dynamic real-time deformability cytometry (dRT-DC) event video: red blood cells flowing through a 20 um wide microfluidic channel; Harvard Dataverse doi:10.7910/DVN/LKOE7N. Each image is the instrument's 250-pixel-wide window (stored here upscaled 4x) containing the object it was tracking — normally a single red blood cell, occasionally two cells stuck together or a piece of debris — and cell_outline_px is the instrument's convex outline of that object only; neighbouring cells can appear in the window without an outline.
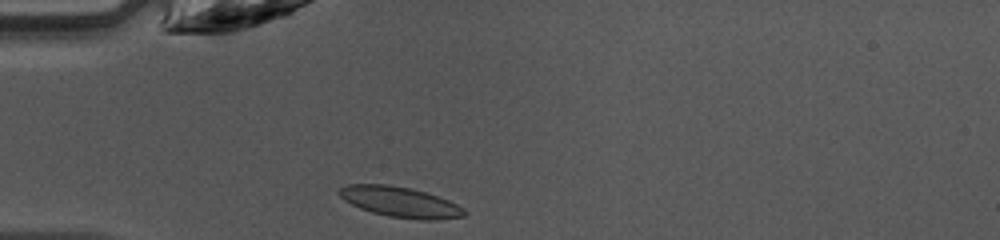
{"species": "common noctule bat (a hibernating species)", "species_latin": "Nyctalus noctula", "temperature_condition": "warm", "stored_images_in_passage": 35, "camera_frame_rate_fps": 3000, "um_per_image_px": 0.085, "animal": {"sex": "female", "body_mass_g": 10.0, "forearm_length_mm": 53.1}, "frame": {"image": 1, "passage_image": 1, "time_ms": 0.0, "image_size_px": [1000, 240], "cell_outline_px": [[464, 216], [436, 220], [420, 220], [388, 216], [372, 212], [360, 208], [344, 200], [340, 196], [340, 188], [348, 184], [388, 184], [408, 188], [424, 192], [448, 200], [464, 208]], "centroid_in_image_um": [34.0, 17.17], "position_along_channel_um": 51.0, "area_um2": 21.85}}
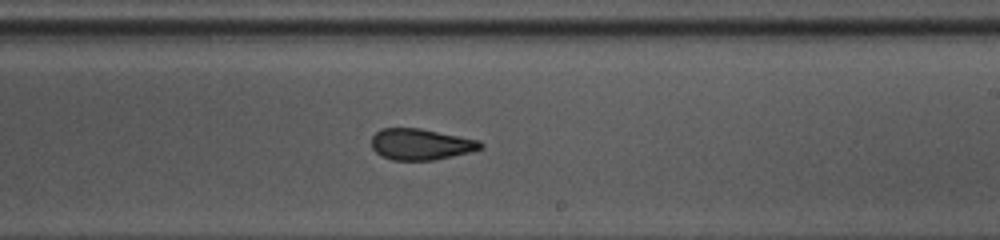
{"frame": {"image": 2, "passage_image": 16, "time_ms": 5.0, "image_size_px": [1000, 240], "cell_outline_px": [[484, 148], [472, 152], [432, 160], [392, 160], [380, 156], [372, 148], [372, 136], [380, 128], [420, 128], [480, 140], [484, 144]], "centroid_in_image_um": [35.79, 12.26], "position_along_channel_um": 253.2, "area_um2": 20.0}}
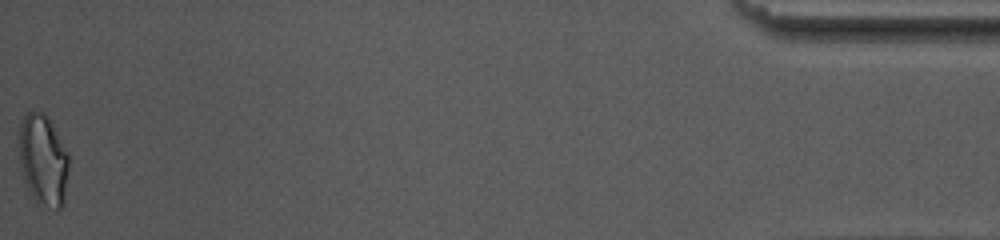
{"frame": {"image": 3, "passage_image": 35, "time_ms": 11.333, "image_size_px": [1000, 240], "cell_outline_px": [[68, 168], [64, 204], [56, 212], [36, 204], [28, 192], [24, 180], [20, 164], [16, 132], [20, 120], [28, 112], [44, 112], [52, 124], [68, 152]], "centroid_in_image_um": [3.63, 13.64], "position_along_channel_um": 431.6, "area_um2": 27.46}, "authors_computed_cell_mechanics": {"area_um2": 20.8658, "velocity_mm_per_s": 4.2498, "shape_relaxation_time_tau1_ms": 4.8514, "shape_relaxation_time_tau2_ms": 1.6322, "deformation_change_tau1": 0.1473, "deformation_change_tau2": 0.0599}}